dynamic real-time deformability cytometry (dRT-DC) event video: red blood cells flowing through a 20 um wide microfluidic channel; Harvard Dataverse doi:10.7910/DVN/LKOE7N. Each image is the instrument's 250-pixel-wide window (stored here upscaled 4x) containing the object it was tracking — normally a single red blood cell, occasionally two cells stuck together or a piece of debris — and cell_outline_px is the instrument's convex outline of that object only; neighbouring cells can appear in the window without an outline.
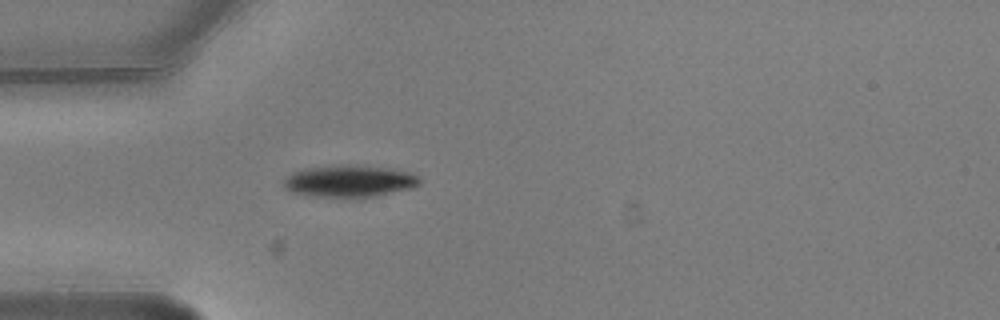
{"species": "common noctule bat (a hibernating species)", "species_latin": "Nyctalus noctula", "temperature_condition": "warm", "stored_images_in_passage": 4, "camera_frame_rate_fps": 3000, "um_per_image_px": 0.085, "animal": {"sex": "male", "body_mass_g": 20.5, "forearm_length_mm": 52.5}, "frame": {"image": 1, "passage_image": 4, "time_ms": 1.0, "image_size_px": [1000, 320], "cell_outline_px": [[420, 184], [412, 188], [376, 196], [312, 196], [292, 192], [284, 188], [284, 180], [292, 172], [304, 168], [344, 164], [356, 164], [392, 168], [412, 172], [420, 176]], "centroid_in_image_um": [29.75, 15.36], "position_along_channel_um": 55.3, "area_um2": 25.43}}